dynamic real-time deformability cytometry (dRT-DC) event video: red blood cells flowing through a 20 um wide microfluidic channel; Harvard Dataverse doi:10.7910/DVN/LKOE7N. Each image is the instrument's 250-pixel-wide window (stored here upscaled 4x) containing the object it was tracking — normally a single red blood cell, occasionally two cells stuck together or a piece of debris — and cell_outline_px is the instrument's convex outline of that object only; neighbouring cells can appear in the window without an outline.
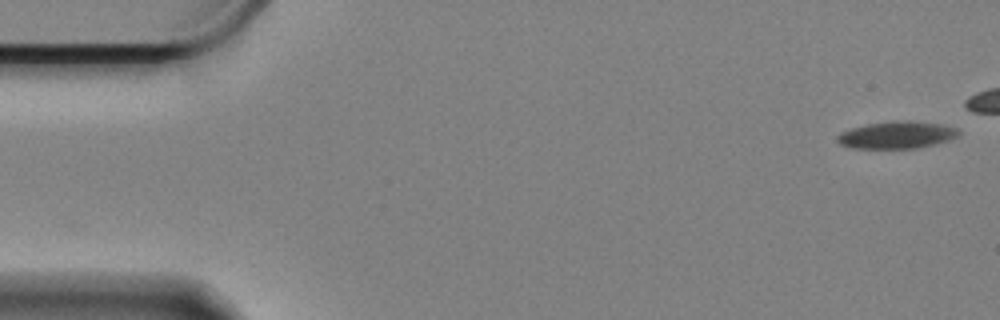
{"species": "Egyptian fruit bat (a non-hibernating species)", "species_latin": "Rousettus aegyptiacus", "temperature_condition": "cold", "stored_images_in_passage": 48, "camera_frame_rate_fps": 3000, "um_per_image_px": 0.085, "animal": {"sex": "female"}, "frame": {"image": 1, "passage_image": 1, "time_ms": 0.0, "image_size_px": [1000, 320], "cell_outline_px": [[960, 136], [936, 144], [916, 148], [852, 148], [840, 144], [836, 140], [836, 136], [840, 132], [852, 128], [868, 124], [940, 124], [956, 128], [960, 132]], "centroid_in_image_um": [76.19, 11.54], "position_along_channel_um": 8.8, "area_um2": 18.03}}
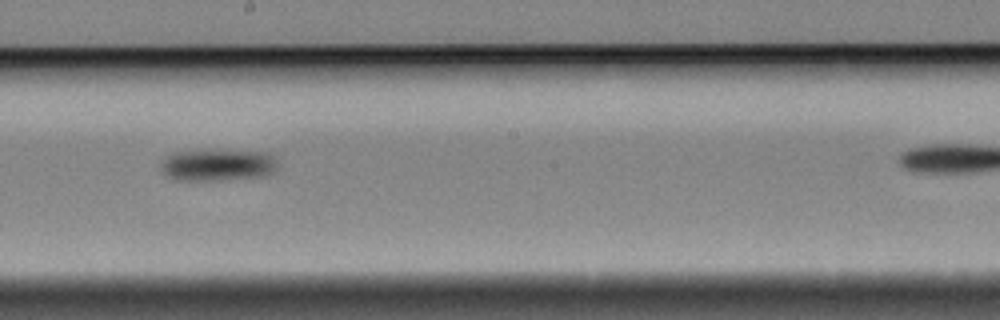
{"frame": {"image": 2, "passage_image": 32, "time_ms": 10.333, "image_size_px": [1000, 320], "cell_outline_px": [[276, 172], [264, 176], [220, 180], [176, 180], [168, 176], [164, 172], [160, 164], [168, 156], [176, 152], [268, 152], [276, 160]], "centroid_in_image_um": [18.55, 14.06], "position_along_channel_um": 229.7, "area_um2": 20.87}}
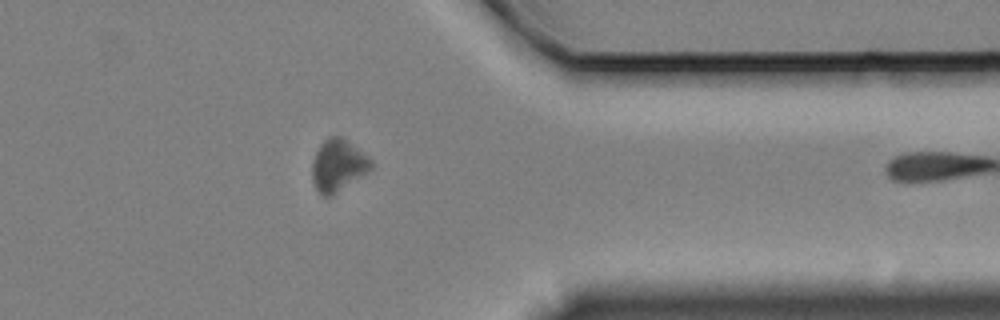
{"frame": {"image": 3, "passage_image": 47, "time_ms": 15.333, "image_size_px": [1000, 320], "cell_outline_px": [[372, 168], [332, 196], [324, 196], [316, 188], [312, 176], [312, 160], [320, 144], [328, 136], [344, 136], [372, 160]], "centroid_in_image_um": [28.73, 14.02], "position_along_channel_um": 382.7, "area_um2": 17.74}}